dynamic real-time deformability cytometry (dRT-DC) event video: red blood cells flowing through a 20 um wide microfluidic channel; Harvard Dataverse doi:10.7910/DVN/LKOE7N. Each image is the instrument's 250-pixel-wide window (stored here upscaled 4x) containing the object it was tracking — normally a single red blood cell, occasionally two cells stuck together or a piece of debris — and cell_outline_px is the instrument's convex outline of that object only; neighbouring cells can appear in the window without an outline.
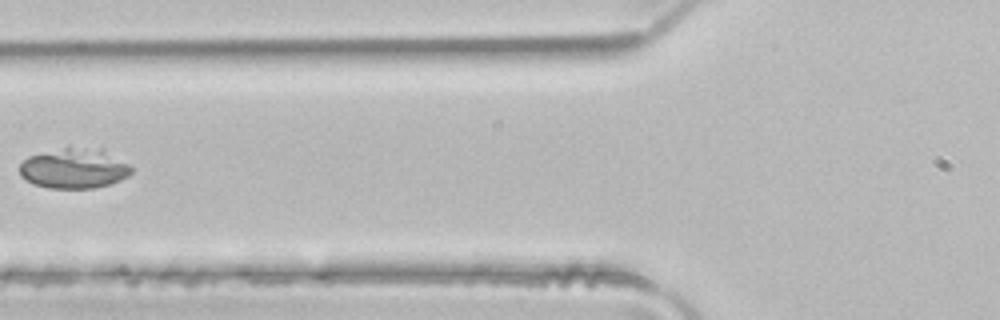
{"species": "common noctule bat (a hibernating species)", "species_latin": "Nyctalus noctula", "temperature_condition": "room temperature", "stored_images_in_passage": 4, "camera_frame_rate_fps": 3000, "um_per_image_px": 0.085, "animal": {"sex": "male", "body_mass_g": 21.5, "forearm_length_mm": 52.0}, "frame": {"image": 1, "passage_image": 3, "time_ms": 0.667, "image_size_px": [1000, 320], "cell_outline_px": [[132, 172], [128, 176], [120, 180], [108, 184], [92, 188], [48, 188], [32, 184], [20, 176], [20, 164], [28, 156], [68, 144], [104, 148], [128, 164], [132, 168]], "centroid_in_image_um": [6.29, 14.25], "position_along_channel_um": 119.5, "area_um2": 27.05}}
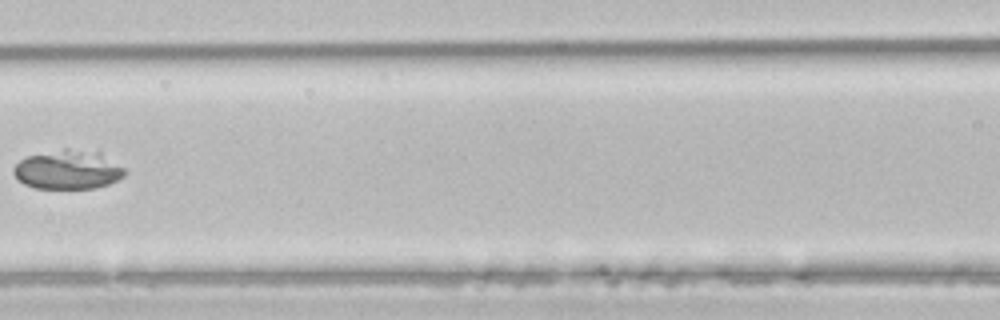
{"frame": {"image": 2, "passage_image": 4, "time_ms": 1.0, "image_size_px": [1000, 320], "cell_outline_px": [[128, 172], [124, 176], [108, 184], [96, 188], [36, 188], [24, 184], [12, 172], [12, 168], [20, 160], [28, 156], [64, 148], [68, 148], [100, 152], [124, 168]], "centroid_in_image_um": [5.79, 14.42], "position_along_channel_um": 160.8, "area_um2": 25.26}}